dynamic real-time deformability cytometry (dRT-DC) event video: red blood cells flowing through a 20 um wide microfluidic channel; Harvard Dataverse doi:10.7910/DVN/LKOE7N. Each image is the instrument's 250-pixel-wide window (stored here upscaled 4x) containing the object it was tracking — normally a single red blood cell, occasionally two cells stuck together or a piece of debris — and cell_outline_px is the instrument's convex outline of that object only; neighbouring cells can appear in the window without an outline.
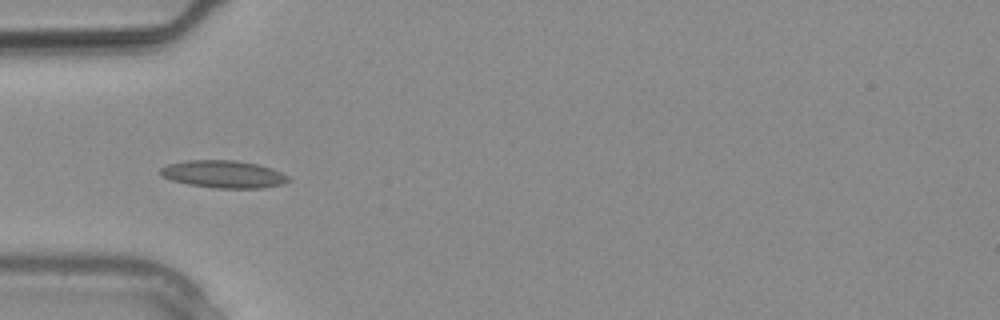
{"species": "common noctule bat (a hibernating species)", "species_latin": "Nyctalus noctula", "temperature_condition": "warm", "stored_images_in_passage": 2, "camera_frame_rate_fps": 3000, "um_per_image_px": 0.085, "animal": {"sex": "male", "body_mass_g": 20.4}, "frame": {"image": 1, "passage_image": 2, "time_ms": 0.333, "image_size_px": [1000, 320], "cell_outline_px": [[292, 180], [280, 184], [260, 188], [216, 188], [188, 184], [172, 180], [164, 176], [160, 172], [160, 168], [168, 164], [188, 160], [236, 160], [256, 164], [280, 172], [288, 176]], "centroid_in_image_um": [18.99, 14.8], "position_along_channel_um": 66.0, "area_um2": 20.17}}